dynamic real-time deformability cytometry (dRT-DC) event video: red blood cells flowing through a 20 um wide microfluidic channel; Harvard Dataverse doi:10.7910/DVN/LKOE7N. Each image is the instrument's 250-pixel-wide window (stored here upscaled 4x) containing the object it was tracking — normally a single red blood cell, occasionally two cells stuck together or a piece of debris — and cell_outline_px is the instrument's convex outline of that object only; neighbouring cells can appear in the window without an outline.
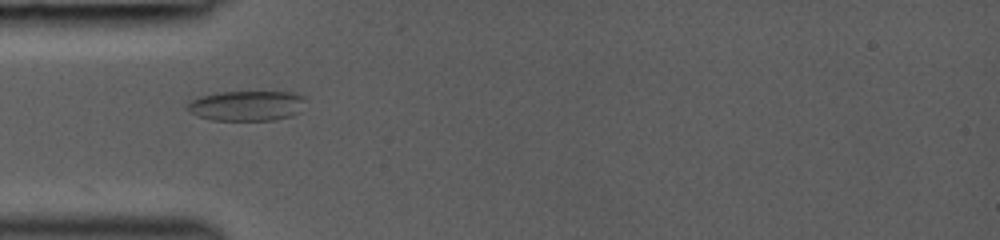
{"species": "common noctule bat (a hibernating species)", "species_latin": "Nyctalus noctula", "temperature_condition": "room temperature", "stored_images_in_passage": 19, "camera_frame_rate_fps": 3000, "um_per_image_px": 0.085, "animal": {"sex": "female", "body_mass_g": 19.0, "forearm_length_mm": 53.3}, "frame": {"image": 1, "passage_image": 1, "time_ms": 0.0, "image_size_px": [1000, 240], "cell_outline_px": [[308, 100], [300, 112], [292, 116], [276, 120], [212, 120], [196, 116], [188, 112], [184, 108], [184, 104], [188, 100], [200, 96], [220, 92], [292, 92], [304, 96]], "centroid_in_image_um": [20.94, 8.99], "position_along_channel_um": 64.1, "area_um2": 21.39}}
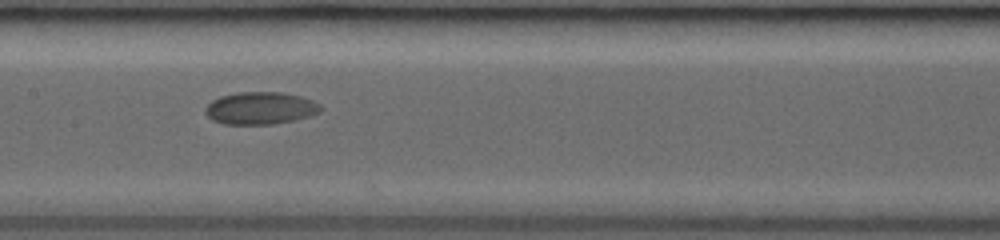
{"frame": {"image": 2, "passage_image": 12, "time_ms": 3.0, "image_size_px": [1000, 240], "cell_outline_px": [[324, 108], [320, 112], [308, 116], [292, 120], [272, 124], [224, 124], [212, 120], [204, 112], [204, 108], [212, 100], [220, 96], [236, 92], [280, 92], [300, 96], [312, 100], [320, 104]], "centroid_in_image_um": [22.11, 9.19], "position_along_channel_um": 185.3, "area_um2": 21.79}}
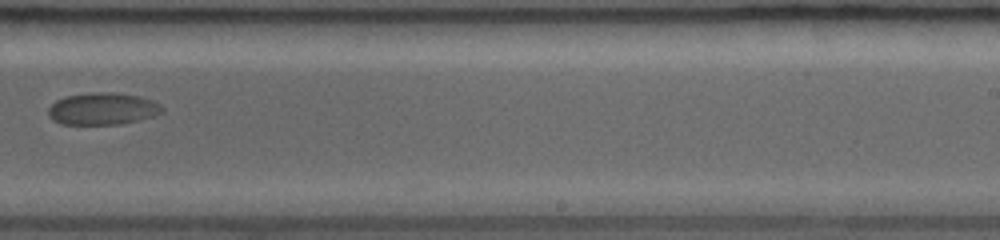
{"frame": {"image": 3, "passage_image": 18, "time_ms": 5.333, "image_size_px": [1000, 240], "cell_outline_px": [[164, 112], [156, 116], [140, 120], [120, 124], [60, 124], [52, 120], [48, 116], [48, 108], [56, 100], [64, 96], [92, 92], [112, 92], [140, 96], [152, 100], [160, 104], [164, 108]], "centroid_in_image_um": [8.74, 9.24], "position_along_channel_um": 280.3, "area_um2": 21.62}}